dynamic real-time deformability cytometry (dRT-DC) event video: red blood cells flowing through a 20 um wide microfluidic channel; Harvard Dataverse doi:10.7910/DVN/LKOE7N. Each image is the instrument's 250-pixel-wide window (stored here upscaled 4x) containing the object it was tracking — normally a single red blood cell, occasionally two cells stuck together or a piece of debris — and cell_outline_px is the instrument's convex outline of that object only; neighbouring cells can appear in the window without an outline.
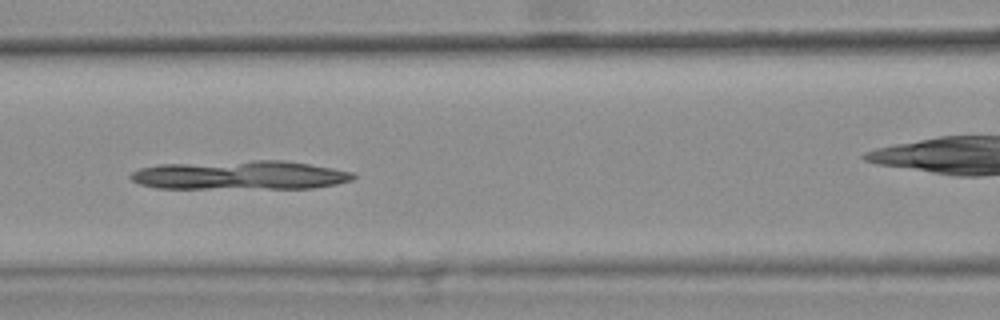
{"species": "common noctule bat (a hibernating species)", "species_latin": "Nyctalus noctula", "temperature_condition": "warm", "stored_images_in_passage": 8, "camera_frame_rate_fps": 3000, "um_per_image_px": 0.085, "animal": {"sex": "female", "body_mass_g": 25.1}, "frame": {"image": 1, "passage_image": 6, "time_ms": 1.667, "image_size_px": [1000, 320], "cell_outline_px": [[356, 176], [352, 180], [336, 184], [312, 188], [156, 188], [140, 184], [132, 180], [128, 176], [132, 172], [140, 168], [160, 164], [252, 160], [284, 160], [332, 168], [352, 172]], "centroid_in_image_um": [20.39, 14.88], "position_along_channel_um": 146.2, "area_um2": 37.51}}